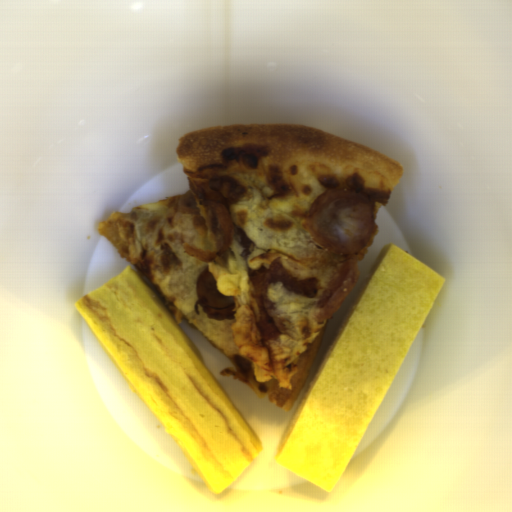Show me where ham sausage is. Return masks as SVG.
I'll return each mask as SVG.
<instances>
[{
  "label": "ham sausage",
  "mask_w": 512,
  "mask_h": 512,
  "mask_svg": "<svg viewBox=\"0 0 512 512\" xmlns=\"http://www.w3.org/2000/svg\"><path fill=\"white\" fill-rule=\"evenodd\" d=\"M195 294L204 313L216 315L233 310L235 300L231 295H223L211 271L204 270L195 279Z\"/></svg>",
  "instance_id": "2"
},
{
  "label": "ham sausage",
  "mask_w": 512,
  "mask_h": 512,
  "mask_svg": "<svg viewBox=\"0 0 512 512\" xmlns=\"http://www.w3.org/2000/svg\"><path fill=\"white\" fill-rule=\"evenodd\" d=\"M377 208L372 198L349 190H329L309 208L310 233L337 256L357 253L372 235Z\"/></svg>",
  "instance_id": "1"
},
{
  "label": "ham sausage",
  "mask_w": 512,
  "mask_h": 512,
  "mask_svg": "<svg viewBox=\"0 0 512 512\" xmlns=\"http://www.w3.org/2000/svg\"><path fill=\"white\" fill-rule=\"evenodd\" d=\"M358 277L357 270H351L346 273L341 283L327 299L321 309L323 318L332 319L341 304L350 293L356 279Z\"/></svg>",
  "instance_id": "3"
}]
</instances>
